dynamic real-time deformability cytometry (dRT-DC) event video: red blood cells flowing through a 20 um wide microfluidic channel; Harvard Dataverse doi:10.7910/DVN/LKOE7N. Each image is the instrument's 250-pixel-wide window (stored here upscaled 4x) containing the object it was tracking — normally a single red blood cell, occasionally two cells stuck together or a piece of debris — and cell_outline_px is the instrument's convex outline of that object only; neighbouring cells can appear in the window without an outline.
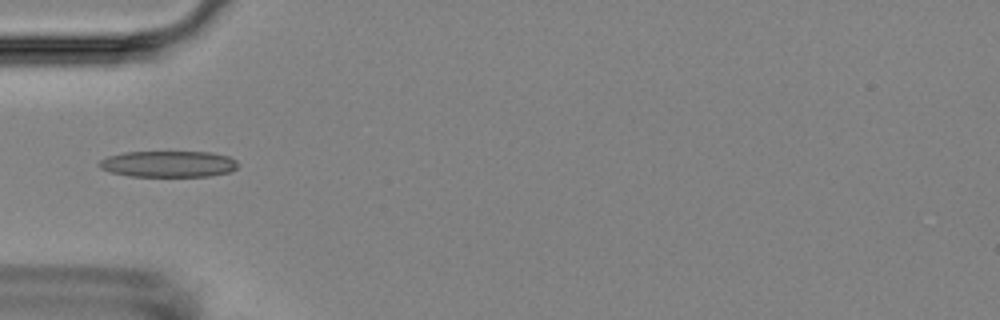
{"species": "Egyptian fruit bat (a non-hibernating species)", "species_latin": "Rousettus aegyptiacus", "temperature_condition": "room temperature", "stored_images_in_passage": 5, "camera_frame_rate_fps": 3000, "um_per_image_px": 0.085, "animal": {"sex": "female"}, "frame": {"image": 1, "passage_image": 5, "time_ms": 4.667, "image_size_px": [1000, 320], "cell_outline_px": [[236, 168], [232, 172], [208, 176], [128, 176], [112, 172], [100, 168], [100, 160], [108, 156], [124, 152], [212, 152], [228, 156], [236, 160]], "centroid_in_image_um": [14.33, 13.94], "position_along_channel_um": 70.7, "area_um2": 21.15}}